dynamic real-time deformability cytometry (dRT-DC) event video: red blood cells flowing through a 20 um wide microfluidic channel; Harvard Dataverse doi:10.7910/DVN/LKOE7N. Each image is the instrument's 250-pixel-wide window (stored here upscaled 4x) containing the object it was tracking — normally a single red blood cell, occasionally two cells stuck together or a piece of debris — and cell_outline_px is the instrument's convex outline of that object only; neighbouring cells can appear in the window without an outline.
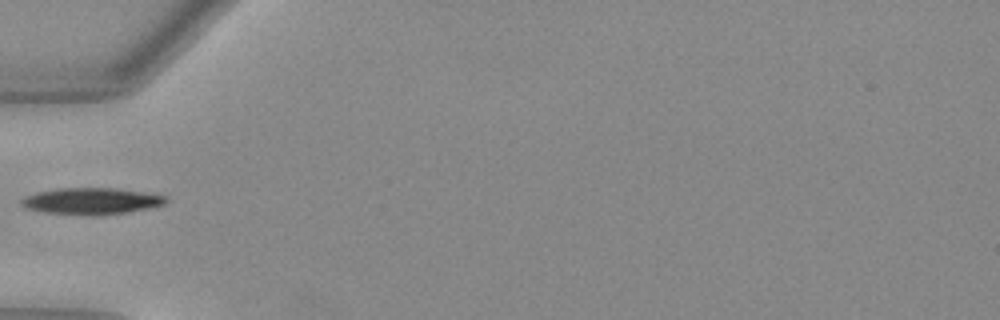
{"species": "Egyptian fruit bat (a non-hibernating species)", "species_latin": "Rousettus aegyptiacus", "temperature_condition": "warm", "stored_images_in_passage": 34, "camera_frame_rate_fps": 3000, "um_per_image_px": 0.085, "animal": {"sex": "female"}, "frame": {"image": 1, "passage_image": 1, "time_ms": 0.0, "image_size_px": [1000, 320], "cell_outline_px": [[168, 200], [164, 204], [148, 208], [128, 212], [92, 216], [88, 216], [44, 212], [24, 208], [20, 204], [20, 200], [24, 196], [36, 192], [60, 188], [116, 188], [164, 196]], "centroid_in_image_um": [7.69, 17.1], "position_along_channel_um": 77.3, "area_um2": 22.37}}
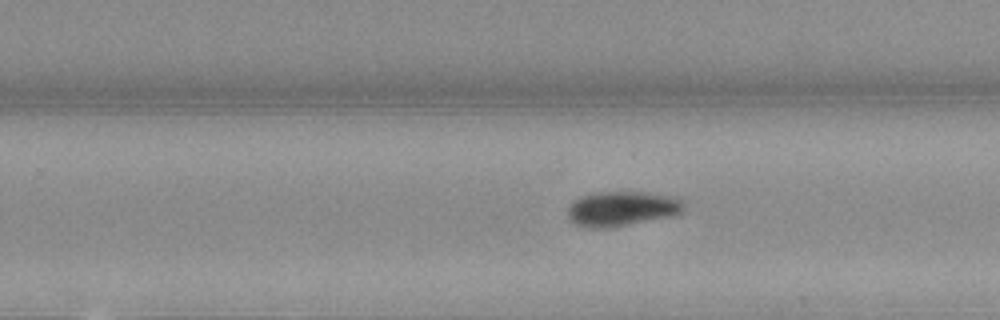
{"frame": {"image": 2, "passage_image": 16, "time_ms": 5.0, "image_size_px": [1000, 320], "cell_outline_px": [[680, 212], [672, 216], [616, 228], [596, 228], [576, 224], [568, 216], [568, 208], [572, 200], [580, 196], [596, 192], [652, 192], [668, 196], [680, 200]], "centroid_in_image_um": [52.79, 17.74], "position_along_channel_um": 277.0, "area_um2": 23.47}}
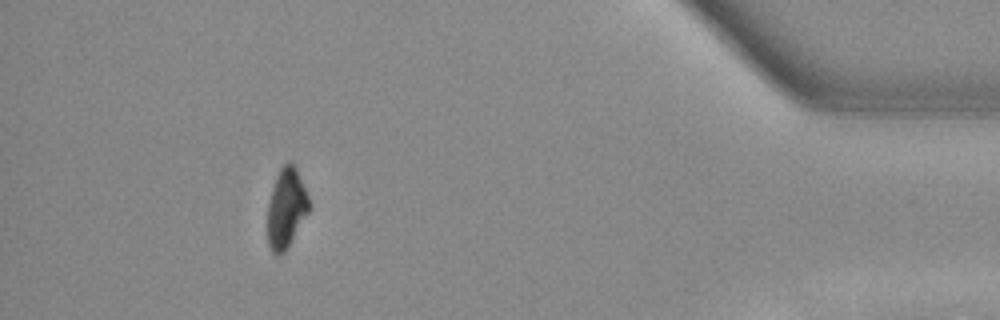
{"frame": {"image": 3, "passage_image": 30, "time_ms": 9.667, "image_size_px": [1000, 320], "cell_outline_px": [[308, 212], [284, 252], [272, 252], [268, 244], [268, 204], [272, 188], [276, 176], [280, 168], [288, 160], [296, 168], [308, 196]], "centroid_in_image_um": [24.31, 17.65], "position_along_channel_um": 410.9, "area_um2": 18.61}}